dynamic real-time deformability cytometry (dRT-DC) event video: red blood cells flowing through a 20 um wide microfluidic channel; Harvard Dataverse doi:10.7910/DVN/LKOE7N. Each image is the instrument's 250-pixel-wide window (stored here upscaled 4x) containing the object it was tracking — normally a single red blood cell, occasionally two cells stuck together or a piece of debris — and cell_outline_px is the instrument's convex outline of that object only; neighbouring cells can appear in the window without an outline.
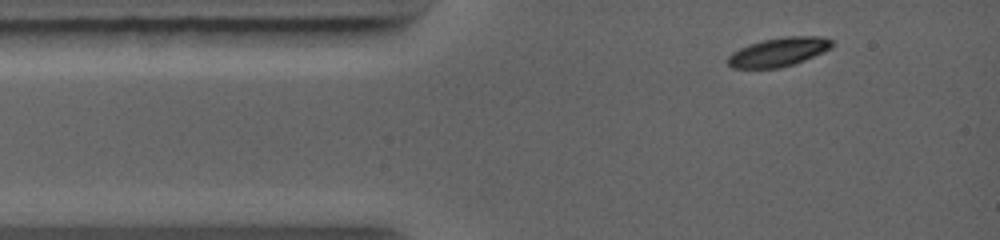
{"species": "common noctule bat (a hibernating species)", "species_latin": "Nyctalus noctula", "temperature_condition": "warm", "stored_images_in_passage": 6, "camera_frame_rate_fps": 5000, "um_per_image_px": 0.085, "animal": {"sex": "female", "body_mass_g": 19.0, "forearm_length_mm": 56.7}, "frame": {"image": 1, "passage_image": 1, "time_ms": 0.0, "image_size_px": [1000, 240], "cell_outline_px": [[832, 48], [824, 52], [804, 60], [780, 68], [732, 68], [728, 64], [728, 56], [732, 52], [748, 44], [764, 40], [784, 36], [820, 36], [832, 40]], "centroid_in_image_um": [66.18, 4.41], "position_along_channel_um": 18.8, "area_um2": 17.46}}
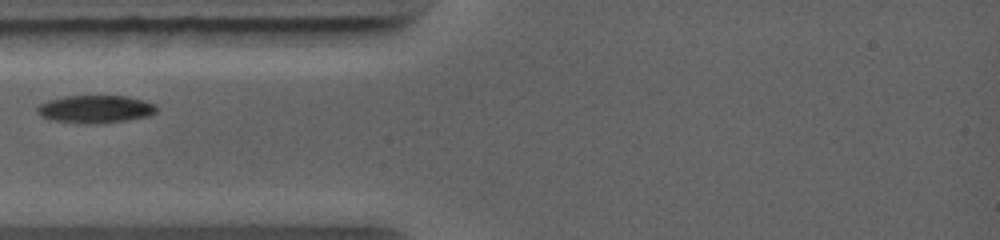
{"frame": {"image": 2, "passage_image": 4, "time_ms": 2.0, "image_size_px": [1000, 240], "cell_outline_px": [[156, 112], [148, 116], [124, 120], [56, 120], [40, 116], [36, 112], [36, 108], [40, 104], [48, 100], [64, 96], [128, 96], [152, 104], [156, 108]], "centroid_in_image_um": [8.07, 9.2], "position_along_channel_um": 76.9, "area_um2": 17.86}}
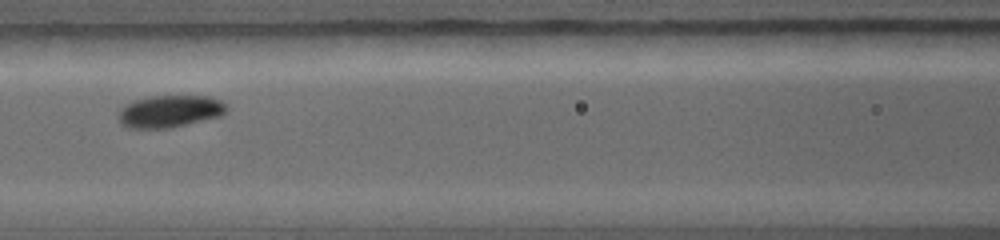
{"frame": {"image": 3, "passage_image": 6, "time_ms": 3.6, "image_size_px": [1000, 240], "cell_outline_px": [[228, 108], [220, 116], [168, 128], [128, 128], [120, 124], [116, 116], [120, 108], [132, 100], [152, 96], [212, 96], [228, 104]], "centroid_in_image_um": [14.39, 9.45], "position_along_channel_um": 152.2, "area_um2": 20.46}}